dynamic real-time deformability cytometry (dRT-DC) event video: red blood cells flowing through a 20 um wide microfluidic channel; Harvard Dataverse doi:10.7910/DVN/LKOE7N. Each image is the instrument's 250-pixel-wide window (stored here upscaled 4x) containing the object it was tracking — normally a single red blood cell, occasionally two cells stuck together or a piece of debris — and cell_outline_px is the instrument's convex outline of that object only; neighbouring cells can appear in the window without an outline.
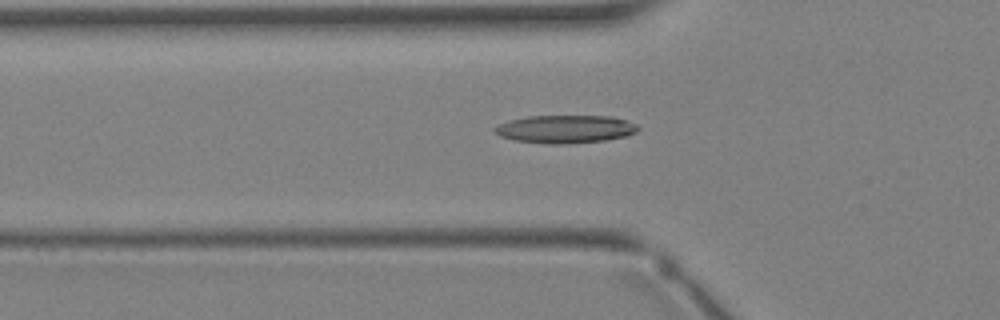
{"species": "Egyptian fruit bat (a non-hibernating species)", "species_latin": "Rousettus aegyptiacus", "temperature_condition": "warm", "stored_images_in_passage": 29, "camera_frame_rate_fps": 3000, "um_per_image_px": 0.085, "animal": {"sex": "female"}, "frame": {"image": 1, "passage_image": 6, "time_ms": 1.667, "image_size_px": [1000, 320], "cell_outline_px": [[640, 128], [636, 132], [628, 136], [604, 140], [560, 144], [548, 144], [516, 140], [500, 136], [492, 128], [508, 120], [528, 116], [612, 116], [636, 124]], "centroid_in_image_um": [48.06, 10.97], "position_along_channel_um": 77.7, "area_um2": 23.24}}
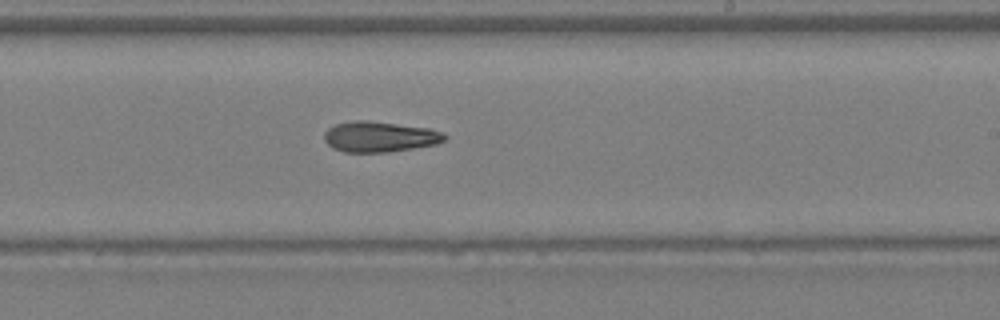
{"frame": {"image": 2, "passage_image": 15, "time_ms": 4.667, "image_size_px": [1000, 320], "cell_outline_px": [[448, 136], [444, 140], [436, 144], [388, 152], [344, 152], [332, 148], [324, 140], [324, 132], [328, 128], [336, 124], [352, 120], [364, 120], [428, 128], [444, 132]], "centroid_in_image_um": [32.25, 11.62], "position_along_channel_um": 256.8, "area_um2": 21.39}}
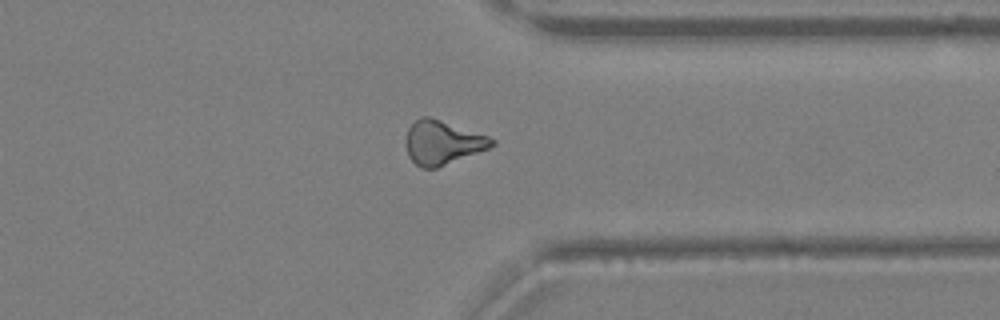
{"frame": {"image": 3, "passage_image": 21, "time_ms": 6.667, "image_size_px": [1000, 320], "cell_outline_px": [[496, 144], [488, 148], [436, 168], [420, 168], [408, 156], [404, 144], [404, 140], [408, 128], [420, 116], [428, 116], [488, 136], [496, 140]], "centroid_in_image_um": [37.56, 12.11], "position_along_channel_um": 373.8, "area_um2": 21.85}}